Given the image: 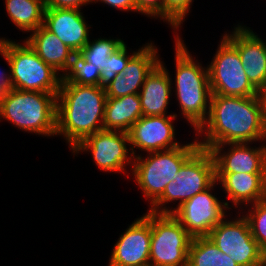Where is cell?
Here are the masks:
<instances>
[{
	"label": "cell",
	"mask_w": 266,
	"mask_h": 266,
	"mask_svg": "<svg viewBox=\"0 0 266 266\" xmlns=\"http://www.w3.org/2000/svg\"><path fill=\"white\" fill-rule=\"evenodd\" d=\"M194 135L200 148L207 150L225 143L266 142L258 95L211 94L208 117Z\"/></svg>",
	"instance_id": "cell-1"
},
{
	"label": "cell",
	"mask_w": 266,
	"mask_h": 266,
	"mask_svg": "<svg viewBox=\"0 0 266 266\" xmlns=\"http://www.w3.org/2000/svg\"><path fill=\"white\" fill-rule=\"evenodd\" d=\"M106 101L104 87L61 83L56 99V137L63 138L71 150L103 130Z\"/></svg>",
	"instance_id": "cell-2"
},
{
	"label": "cell",
	"mask_w": 266,
	"mask_h": 266,
	"mask_svg": "<svg viewBox=\"0 0 266 266\" xmlns=\"http://www.w3.org/2000/svg\"><path fill=\"white\" fill-rule=\"evenodd\" d=\"M174 43V74L171 73L172 96L179 112L175 116L185 120L195 133L209 114L211 89L207 65L189 51L182 36H172ZM205 64V66L203 65ZM173 75H175L173 77ZM174 79V81H173ZM181 116V118H180Z\"/></svg>",
	"instance_id": "cell-3"
},
{
	"label": "cell",
	"mask_w": 266,
	"mask_h": 266,
	"mask_svg": "<svg viewBox=\"0 0 266 266\" xmlns=\"http://www.w3.org/2000/svg\"><path fill=\"white\" fill-rule=\"evenodd\" d=\"M57 94L9 88L0 96V122L23 133L56 137Z\"/></svg>",
	"instance_id": "cell-4"
},
{
	"label": "cell",
	"mask_w": 266,
	"mask_h": 266,
	"mask_svg": "<svg viewBox=\"0 0 266 266\" xmlns=\"http://www.w3.org/2000/svg\"><path fill=\"white\" fill-rule=\"evenodd\" d=\"M193 136L192 142L186 140L177 148L134 157L129 180L133 179L139 187L148 207L163 194L166 185L176 179L182 165L200 148L194 133Z\"/></svg>",
	"instance_id": "cell-5"
},
{
	"label": "cell",
	"mask_w": 266,
	"mask_h": 266,
	"mask_svg": "<svg viewBox=\"0 0 266 266\" xmlns=\"http://www.w3.org/2000/svg\"><path fill=\"white\" fill-rule=\"evenodd\" d=\"M16 40V41H15ZM6 38L0 49L10 70V88L23 91L58 93L61 75L43 62L24 39Z\"/></svg>",
	"instance_id": "cell-6"
},
{
	"label": "cell",
	"mask_w": 266,
	"mask_h": 266,
	"mask_svg": "<svg viewBox=\"0 0 266 266\" xmlns=\"http://www.w3.org/2000/svg\"><path fill=\"white\" fill-rule=\"evenodd\" d=\"M215 182L213 156L209 150L199 148L182 165L176 179L166 185L163 194L147 210L158 214H171L184 201L205 191Z\"/></svg>",
	"instance_id": "cell-7"
},
{
	"label": "cell",
	"mask_w": 266,
	"mask_h": 266,
	"mask_svg": "<svg viewBox=\"0 0 266 266\" xmlns=\"http://www.w3.org/2000/svg\"><path fill=\"white\" fill-rule=\"evenodd\" d=\"M70 152L74 158L88 153L92 156L93 165L95 164L100 171L106 174L120 173L126 177V180L130 178L134 156L128 132L112 130L95 132L81 140Z\"/></svg>",
	"instance_id": "cell-8"
},
{
	"label": "cell",
	"mask_w": 266,
	"mask_h": 266,
	"mask_svg": "<svg viewBox=\"0 0 266 266\" xmlns=\"http://www.w3.org/2000/svg\"><path fill=\"white\" fill-rule=\"evenodd\" d=\"M229 213L207 236L238 266H265L266 253L253 238L248 221L240 211Z\"/></svg>",
	"instance_id": "cell-9"
},
{
	"label": "cell",
	"mask_w": 266,
	"mask_h": 266,
	"mask_svg": "<svg viewBox=\"0 0 266 266\" xmlns=\"http://www.w3.org/2000/svg\"><path fill=\"white\" fill-rule=\"evenodd\" d=\"M211 62H207L211 94L233 97L257 96L258 90L248 80L238 50L220 36Z\"/></svg>",
	"instance_id": "cell-10"
},
{
	"label": "cell",
	"mask_w": 266,
	"mask_h": 266,
	"mask_svg": "<svg viewBox=\"0 0 266 266\" xmlns=\"http://www.w3.org/2000/svg\"><path fill=\"white\" fill-rule=\"evenodd\" d=\"M150 266H187L193 237L171 214L150 212Z\"/></svg>",
	"instance_id": "cell-11"
},
{
	"label": "cell",
	"mask_w": 266,
	"mask_h": 266,
	"mask_svg": "<svg viewBox=\"0 0 266 266\" xmlns=\"http://www.w3.org/2000/svg\"><path fill=\"white\" fill-rule=\"evenodd\" d=\"M216 188L221 190L217 181L205 191L184 201L171 213L193 238L208 236L231 212L224 199L220 200L221 197H217L220 193Z\"/></svg>",
	"instance_id": "cell-12"
},
{
	"label": "cell",
	"mask_w": 266,
	"mask_h": 266,
	"mask_svg": "<svg viewBox=\"0 0 266 266\" xmlns=\"http://www.w3.org/2000/svg\"><path fill=\"white\" fill-rule=\"evenodd\" d=\"M177 119L175 115L142 116L128 131L133 156L181 146L183 142L177 140L180 137L176 138Z\"/></svg>",
	"instance_id": "cell-13"
},
{
	"label": "cell",
	"mask_w": 266,
	"mask_h": 266,
	"mask_svg": "<svg viewBox=\"0 0 266 266\" xmlns=\"http://www.w3.org/2000/svg\"><path fill=\"white\" fill-rule=\"evenodd\" d=\"M150 248V211L147 210L119 233L107 266H150Z\"/></svg>",
	"instance_id": "cell-14"
},
{
	"label": "cell",
	"mask_w": 266,
	"mask_h": 266,
	"mask_svg": "<svg viewBox=\"0 0 266 266\" xmlns=\"http://www.w3.org/2000/svg\"><path fill=\"white\" fill-rule=\"evenodd\" d=\"M243 23H235L232 30L227 29L222 35L238 50L251 84L258 91L266 89V40Z\"/></svg>",
	"instance_id": "cell-15"
},
{
	"label": "cell",
	"mask_w": 266,
	"mask_h": 266,
	"mask_svg": "<svg viewBox=\"0 0 266 266\" xmlns=\"http://www.w3.org/2000/svg\"><path fill=\"white\" fill-rule=\"evenodd\" d=\"M209 151L216 174H266V142L225 143L212 146Z\"/></svg>",
	"instance_id": "cell-16"
},
{
	"label": "cell",
	"mask_w": 266,
	"mask_h": 266,
	"mask_svg": "<svg viewBox=\"0 0 266 266\" xmlns=\"http://www.w3.org/2000/svg\"><path fill=\"white\" fill-rule=\"evenodd\" d=\"M154 41L145 45L128 61L121 75H117L105 88L107 98L139 94L147 75L160 62V53Z\"/></svg>",
	"instance_id": "cell-17"
},
{
	"label": "cell",
	"mask_w": 266,
	"mask_h": 266,
	"mask_svg": "<svg viewBox=\"0 0 266 266\" xmlns=\"http://www.w3.org/2000/svg\"><path fill=\"white\" fill-rule=\"evenodd\" d=\"M80 9L45 8L43 26L54 33L73 52H80L93 33Z\"/></svg>",
	"instance_id": "cell-18"
},
{
	"label": "cell",
	"mask_w": 266,
	"mask_h": 266,
	"mask_svg": "<svg viewBox=\"0 0 266 266\" xmlns=\"http://www.w3.org/2000/svg\"><path fill=\"white\" fill-rule=\"evenodd\" d=\"M216 181L226 197L223 193L220 195L231 211H240L266 198V174H216Z\"/></svg>",
	"instance_id": "cell-19"
},
{
	"label": "cell",
	"mask_w": 266,
	"mask_h": 266,
	"mask_svg": "<svg viewBox=\"0 0 266 266\" xmlns=\"http://www.w3.org/2000/svg\"><path fill=\"white\" fill-rule=\"evenodd\" d=\"M160 57V62L147 75L140 89L139 98L143 116L175 115L168 112L172 98V84L169 69Z\"/></svg>",
	"instance_id": "cell-20"
},
{
	"label": "cell",
	"mask_w": 266,
	"mask_h": 266,
	"mask_svg": "<svg viewBox=\"0 0 266 266\" xmlns=\"http://www.w3.org/2000/svg\"><path fill=\"white\" fill-rule=\"evenodd\" d=\"M24 40L43 62L62 76L74 53L67 45L43 25L30 32Z\"/></svg>",
	"instance_id": "cell-21"
},
{
	"label": "cell",
	"mask_w": 266,
	"mask_h": 266,
	"mask_svg": "<svg viewBox=\"0 0 266 266\" xmlns=\"http://www.w3.org/2000/svg\"><path fill=\"white\" fill-rule=\"evenodd\" d=\"M142 116L138 94L107 98L103 130L128 132Z\"/></svg>",
	"instance_id": "cell-22"
},
{
	"label": "cell",
	"mask_w": 266,
	"mask_h": 266,
	"mask_svg": "<svg viewBox=\"0 0 266 266\" xmlns=\"http://www.w3.org/2000/svg\"><path fill=\"white\" fill-rule=\"evenodd\" d=\"M3 5L10 22L24 34L43 25L44 0H4Z\"/></svg>",
	"instance_id": "cell-23"
},
{
	"label": "cell",
	"mask_w": 266,
	"mask_h": 266,
	"mask_svg": "<svg viewBox=\"0 0 266 266\" xmlns=\"http://www.w3.org/2000/svg\"><path fill=\"white\" fill-rule=\"evenodd\" d=\"M187 266H238L207 237H194L188 252Z\"/></svg>",
	"instance_id": "cell-24"
},
{
	"label": "cell",
	"mask_w": 266,
	"mask_h": 266,
	"mask_svg": "<svg viewBox=\"0 0 266 266\" xmlns=\"http://www.w3.org/2000/svg\"><path fill=\"white\" fill-rule=\"evenodd\" d=\"M101 70L87 62L81 52H74L61 76V83L100 86Z\"/></svg>",
	"instance_id": "cell-25"
},
{
	"label": "cell",
	"mask_w": 266,
	"mask_h": 266,
	"mask_svg": "<svg viewBox=\"0 0 266 266\" xmlns=\"http://www.w3.org/2000/svg\"><path fill=\"white\" fill-rule=\"evenodd\" d=\"M124 43L123 38L119 37H92L80 52L87 62L102 71L105 68L108 57Z\"/></svg>",
	"instance_id": "cell-26"
},
{
	"label": "cell",
	"mask_w": 266,
	"mask_h": 266,
	"mask_svg": "<svg viewBox=\"0 0 266 266\" xmlns=\"http://www.w3.org/2000/svg\"><path fill=\"white\" fill-rule=\"evenodd\" d=\"M240 212L248 221L253 238L266 253V198L245 206Z\"/></svg>",
	"instance_id": "cell-27"
},
{
	"label": "cell",
	"mask_w": 266,
	"mask_h": 266,
	"mask_svg": "<svg viewBox=\"0 0 266 266\" xmlns=\"http://www.w3.org/2000/svg\"><path fill=\"white\" fill-rule=\"evenodd\" d=\"M125 43L114 53H112L105 65V68L101 71L100 86L105 87L109 84L117 75H121L126 68L128 61L145 45L133 50ZM131 51H129V50ZM131 52V53H130Z\"/></svg>",
	"instance_id": "cell-28"
},
{
	"label": "cell",
	"mask_w": 266,
	"mask_h": 266,
	"mask_svg": "<svg viewBox=\"0 0 266 266\" xmlns=\"http://www.w3.org/2000/svg\"><path fill=\"white\" fill-rule=\"evenodd\" d=\"M194 0H164V23L172 29L173 36H183V24L189 13L192 12Z\"/></svg>",
	"instance_id": "cell-29"
},
{
	"label": "cell",
	"mask_w": 266,
	"mask_h": 266,
	"mask_svg": "<svg viewBox=\"0 0 266 266\" xmlns=\"http://www.w3.org/2000/svg\"><path fill=\"white\" fill-rule=\"evenodd\" d=\"M135 13L164 23V0H135Z\"/></svg>",
	"instance_id": "cell-30"
},
{
	"label": "cell",
	"mask_w": 266,
	"mask_h": 266,
	"mask_svg": "<svg viewBox=\"0 0 266 266\" xmlns=\"http://www.w3.org/2000/svg\"><path fill=\"white\" fill-rule=\"evenodd\" d=\"M45 8L80 9L93 5L92 0H44Z\"/></svg>",
	"instance_id": "cell-31"
},
{
	"label": "cell",
	"mask_w": 266,
	"mask_h": 266,
	"mask_svg": "<svg viewBox=\"0 0 266 266\" xmlns=\"http://www.w3.org/2000/svg\"><path fill=\"white\" fill-rule=\"evenodd\" d=\"M104 4L102 6L108 5L106 7H110L112 10L120 11V12H131L135 14V0H92V3L95 4Z\"/></svg>",
	"instance_id": "cell-32"
},
{
	"label": "cell",
	"mask_w": 266,
	"mask_h": 266,
	"mask_svg": "<svg viewBox=\"0 0 266 266\" xmlns=\"http://www.w3.org/2000/svg\"><path fill=\"white\" fill-rule=\"evenodd\" d=\"M10 88V70L0 69V96Z\"/></svg>",
	"instance_id": "cell-33"
},
{
	"label": "cell",
	"mask_w": 266,
	"mask_h": 266,
	"mask_svg": "<svg viewBox=\"0 0 266 266\" xmlns=\"http://www.w3.org/2000/svg\"><path fill=\"white\" fill-rule=\"evenodd\" d=\"M258 97L261 103L262 123L266 132V89L259 90Z\"/></svg>",
	"instance_id": "cell-34"
},
{
	"label": "cell",
	"mask_w": 266,
	"mask_h": 266,
	"mask_svg": "<svg viewBox=\"0 0 266 266\" xmlns=\"http://www.w3.org/2000/svg\"><path fill=\"white\" fill-rule=\"evenodd\" d=\"M6 37H0V49L3 47Z\"/></svg>",
	"instance_id": "cell-35"
}]
</instances>
